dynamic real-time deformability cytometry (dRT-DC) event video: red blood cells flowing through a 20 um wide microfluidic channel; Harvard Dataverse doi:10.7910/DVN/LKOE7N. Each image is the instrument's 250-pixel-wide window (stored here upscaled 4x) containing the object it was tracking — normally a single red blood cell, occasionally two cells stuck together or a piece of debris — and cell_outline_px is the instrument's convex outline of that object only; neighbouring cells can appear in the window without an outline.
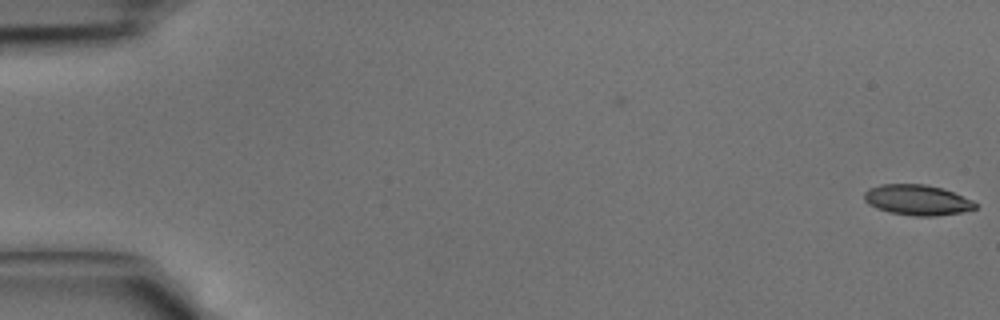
{"species": "common noctule bat (a hibernating species)", "species_latin": "Nyctalus noctula", "temperature_condition": "cold", "stored_images_in_passage": 4, "camera_frame_rate_fps": 3000, "um_per_image_px": 0.085, "animal": {"sex": "male", "body_mass_g": 15.6}, "frame": {"image": 1, "passage_image": 4, "time_ms": 1.0, "image_size_px": [1000, 320], "cell_outline_px": [[976, 208], [960, 212], [936, 216], [916, 216], [892, 212], [876, 208], [868, 204], [864, 200], [864, 192], [868, 188], [880, 184], [924, 184], [944, 188], [972, 200], [976, 204]], "centroid_in_image_um": [77.94, 16.98], "position_along_channel_um": 7.1, "area_um2": 19.65}}